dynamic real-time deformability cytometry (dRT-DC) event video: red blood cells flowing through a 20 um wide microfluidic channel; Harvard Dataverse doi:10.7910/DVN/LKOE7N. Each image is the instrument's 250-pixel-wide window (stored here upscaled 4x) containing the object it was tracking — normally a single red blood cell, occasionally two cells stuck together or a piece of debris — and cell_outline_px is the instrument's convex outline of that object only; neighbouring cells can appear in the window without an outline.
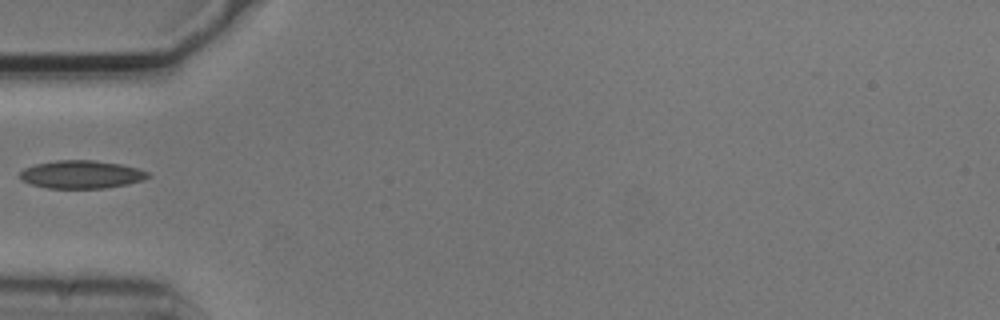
{"species": "common noctule bat (a hibernating species)", "species_latin": "Nyctalus noctula", "temperature_condition": "cold", "stored_images_in_passage": 7, "camera_frame_rate_fps": 3000, "um_per_image_px": 0.085, "animal": {"sex": "male", "body_mass_g": 20.5, "forearm_length_mm": 52.5}, "frame": {"image": 1, "passage_image": 5, "time_ms": 1.333, "image_size_px": [1000, 320], "cell_outline_px": [[152, 176], [144, 180], [104, 188], [48, 188], [32, 184], [24, 180], [20, 176], [20, 172], [24, 168], [36, 164], [56, 160], [96, 160], [120, 164], [136, 168], [148, 172]], "centroid_in_image_um": [6.94, 14.82], "position_along_channel_um": 78.1, "area_um2": 20.69}}
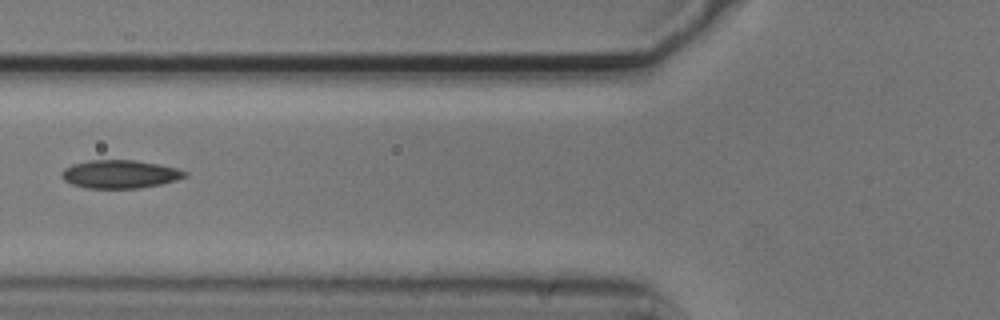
{"frame": {"image": 2, "passage_image": 6, "time_ms": 1.667, "image_size_px": [1000, 320], "cell_outline_px": [[188, 176], [176, 180], [160, 184], [136, 188], [84, 188], [72, 184], [64, 180], [60, 176], [60, 172], [64, 168], [72, 164], [88, 160], [136, 160], [176, 168], [188, 172]], "centroid_in_image_um": [10.15, 14.8], "position_along_channel_um": 115.6, "area_um2": 20.29}}
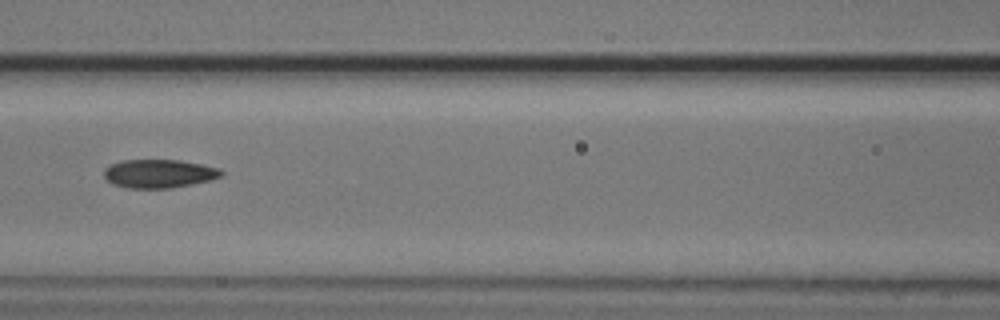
{"frame": {"image": 3, "passage_image": 7, "time_ms": 2.0, "image_size_px": [1000, 320], "cell_outline_px": [[224, 176], [212, 180], [172, 188], [128, 188], [112, 184], [104, 176], [104, 168], [112, 164], [124, 160], [180, 160], [220, 168], [224, 172]], "centroid_in_image_um": [13.56, 14.76], "position_along_channel_um": 153.0, "area_um2": 19.59}}